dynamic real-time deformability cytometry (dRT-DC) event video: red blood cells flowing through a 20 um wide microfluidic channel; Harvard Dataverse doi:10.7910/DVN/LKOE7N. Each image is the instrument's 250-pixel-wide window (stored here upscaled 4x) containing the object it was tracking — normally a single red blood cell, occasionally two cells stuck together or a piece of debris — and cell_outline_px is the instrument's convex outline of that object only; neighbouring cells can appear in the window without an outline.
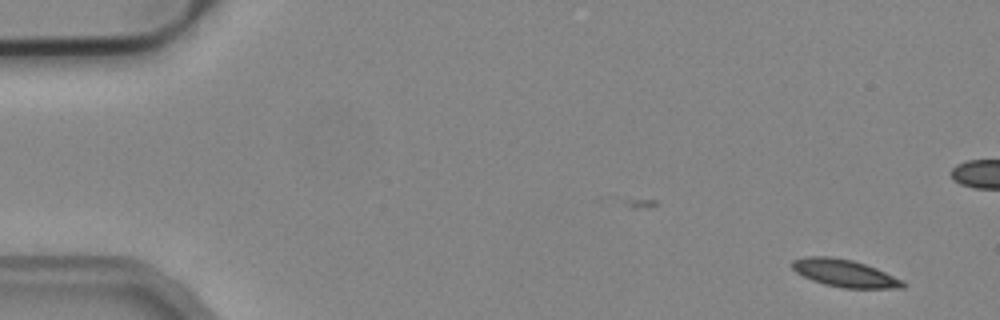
{"species": "common noctule bat (a hibernating species)", "species_latin": "Nyctalus noctula", "temperature_condition": "cold", "stored_images_in_passage": 20, "camera_frame_rate_fps": 3000, "um_per_image_px": 0.085, "animal": {"sex": "male", "body_mass_g": 19.2, "forearm_length_mm": 51.8}, "frame": {"image": 1, "passage_image": 4, "time_ms": 1.0, "image_size_px": [1000, 320], "cell_outline_px": [[908, 284], [904, 288], [840, 288], [824, 284], [812, 280], [796, 272], [792, 268], [792, 260], [804, 256], [828, 256], [852, 260], [876, 268], [904, 280]], "centroid_in_image_um": [71.81, 23.23], "position_along_channel_um": 13.2, "area_um2": 17.8}}